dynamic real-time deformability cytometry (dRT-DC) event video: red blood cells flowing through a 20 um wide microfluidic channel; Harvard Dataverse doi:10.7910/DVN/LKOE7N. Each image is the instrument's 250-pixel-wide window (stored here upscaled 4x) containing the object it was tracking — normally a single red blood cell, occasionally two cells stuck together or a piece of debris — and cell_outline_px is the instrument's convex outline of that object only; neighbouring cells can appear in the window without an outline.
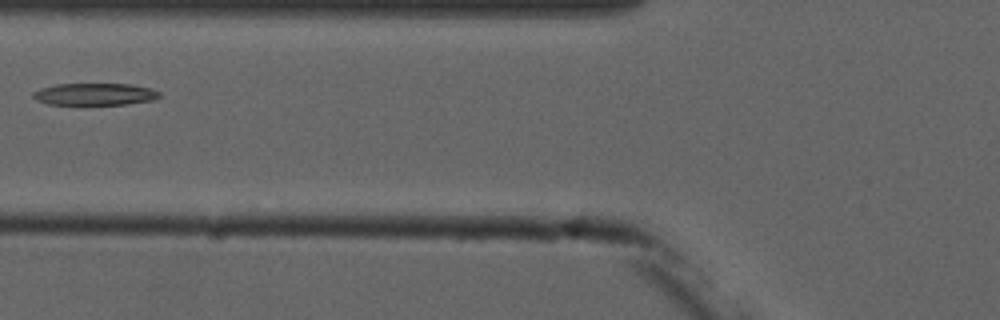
{"species": "common noctule bat (a hibernating species)", "species_latin": "Nyctalus noctula", "temperature_condition": "cold", "stored_images_in_passage": 4, "camera_frame_rate_fps": 3000, "um_per_image_px": 0.085, "animal": {"sex": "male", "forearm_length_mm": 52.5}, "frame": {"image": 1, "passage_image": 4, "time_ms": 3.333, "image_size_px": [1000, 320], "cell_outline_px": [[160, 96], [152, 100], [128, 104], [48, 104], [36, 100], [32, 96], [32, 92], [40, 88], [56, 84], [128, 84], [152, 88], [160, 92]], "centroid_in_image_um": [8.04, 8.0], "position_along_channel_um": 117.8, "area_um2": 16.18}}